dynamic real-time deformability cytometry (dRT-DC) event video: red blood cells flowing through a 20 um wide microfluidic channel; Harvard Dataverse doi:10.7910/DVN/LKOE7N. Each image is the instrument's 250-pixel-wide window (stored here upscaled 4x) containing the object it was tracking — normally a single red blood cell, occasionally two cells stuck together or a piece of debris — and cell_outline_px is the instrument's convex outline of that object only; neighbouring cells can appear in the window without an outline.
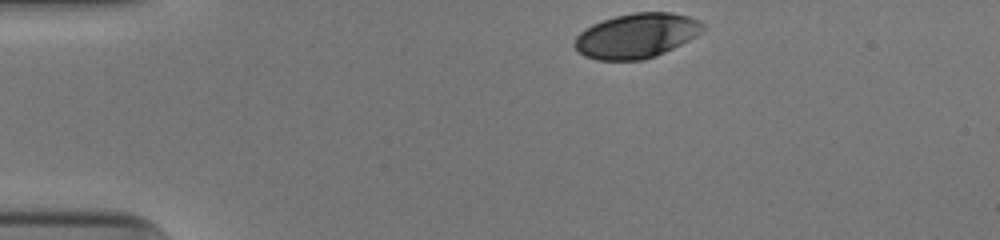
{"species": "human", "species_latin": "Homo sapiens", "temperature_condition": "cold", "stored_images_in_passage": 34, "camera_frame_rate_fps": 3000, "um_per_image_px": 0.085, "donor": {"sex": "male"}, "frame": {"image": 1, "passage_image": 1, "time_ms": 0.0, "image_size_px": [1000, 240], "cell_outline_px": [[704, 28], [696, 36], [656, 56], [644, 60], [596, 60], [584, 56], [572, 44], [576, 36], [580, 32], [592, 24], [616, 16], [636, 12], [672, 12], [688, 16], [700, 20], [704, 24]], "centroid_in_image_um": [54.09, 3.03], "position_along_channel_um": 30.9, "area_um2": 33.35}}
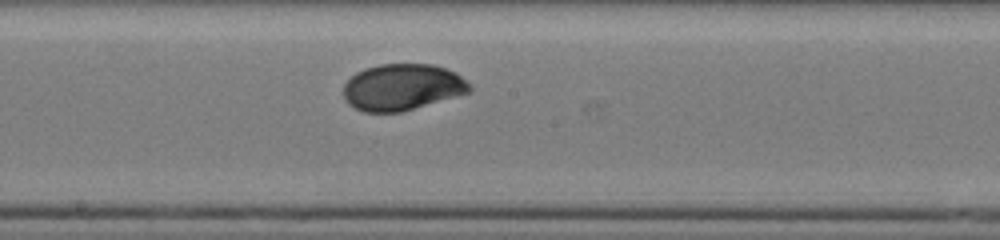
{"frame": {"image": 2, "passage_image": 20, "time_ms": 6.333, "image_size_px": [1000, 240], "cell_outline_px": [[472, 92], [400, 112], [364, 112], [348, 104], [344, 96], [344, 84], [356, 72], [364, 68], [380, 64], [432, 64], [456, 72], [472, 84]], "centroid_in_image_um": [34.22, 7.4], "position_along_channel_um": 214.0, "area_um2": 34.28}}
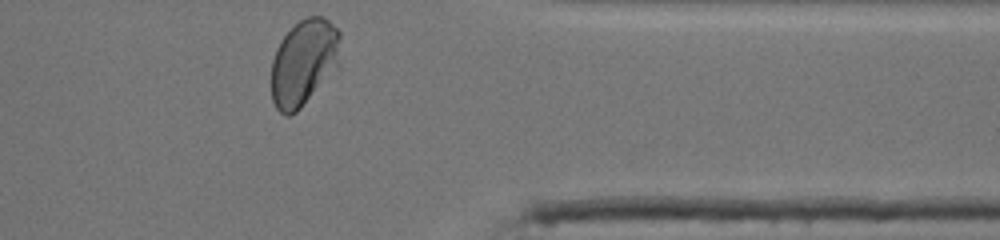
{"frame": {"image": 3, "passage_image": 34, "time_ms": 11.0, "image_size_px": [1000, 240], "cell_outline_px": [[340, 68], [296, 112], [288, 116], [284, 116], [276, 108], [272, 100], [272, 60], [276, 48], [280, 40], [300, 20], [308, 16], [324, 16], [340, 32]], "centroid_in_image_um": [25.86, 5.33], "position_along_channel_um": 385.5, "area_um2": 35.2}, "authors_computed_cell_mechanics": {"area_um2": 34.2465, "velocity_mm_per_s": 3.906, "shape_relaxation_time_tau1_ms": 3.8348, "shape_relaxation_time_tau2_ms": null, "deformation_change_tau1": 0.1482, "deformation_change_tau2": null}}